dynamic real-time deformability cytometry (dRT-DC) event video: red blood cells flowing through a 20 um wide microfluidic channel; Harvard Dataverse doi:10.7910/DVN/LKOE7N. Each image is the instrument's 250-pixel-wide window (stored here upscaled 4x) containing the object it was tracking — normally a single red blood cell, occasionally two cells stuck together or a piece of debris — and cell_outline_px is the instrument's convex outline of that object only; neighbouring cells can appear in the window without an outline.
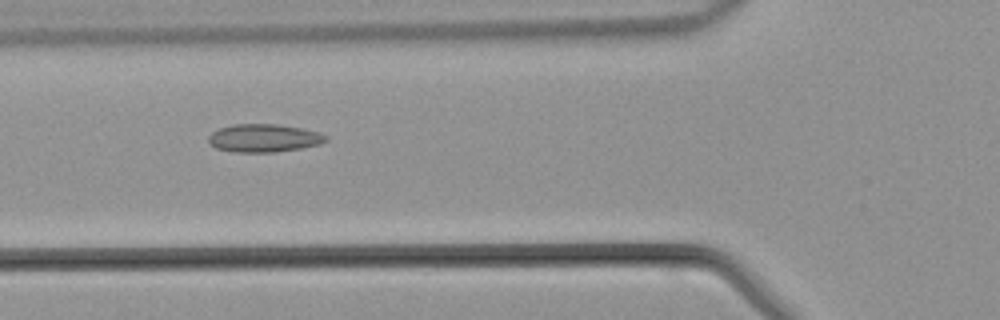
{"species": "common noctule bat (a hibernating species)", "species_latin": "Nyctalus noctula", "temperature_condition": "warm", "stored_images_in_passage": 31, "camera_frame_rate_fps": 3000, "um_per_image_px": 0.085, "animal": {"sex": "male", "body_mass_g": 21.5, "forearm_length_mm": 52.0}, "frame": {"image": 1, "passage_image": 3, "time_ms": 0.667, "image_size_px": [1000, 320], "cell_outline_px": [[328, 140], [320, 144], [300, 148], [276, 152], [236, 152], [216, 148], [208, 140], [208, 136], [212, 132], [220, 128], [232, 124], [276, 124], [300, 128], [320, 132], [328, 136]], "centroid_in_image_um": [22.45, 11.73], "position_along_channel_um": 103.4, "area_um2": 19.13}}
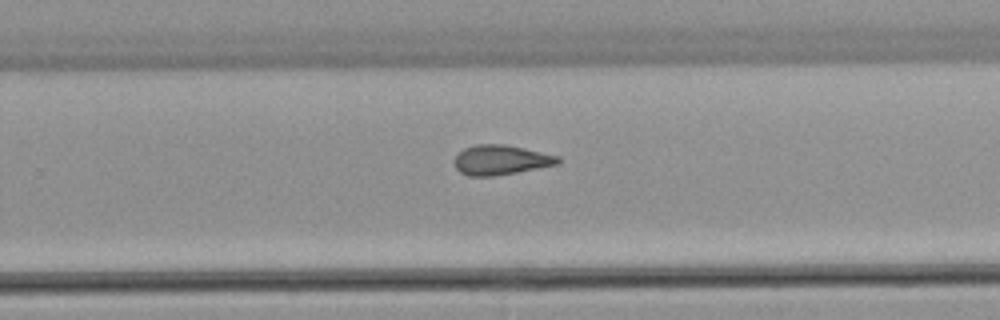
{"frame": {"image": 2, "passage_image": 15, "time_ms": 4.667, "image_size_px": [1000, 320], "cell_outline_px": [[560, 164], [516, 172], [492, 176], [468, 176], [460, 172], [456, 168], [456, 156], [464, 148], [476, 144], [504, 144], [524, 148], [560, 156]], "centroid_in_image_um": [42.6, 13.59], "position_along_channel_um": 287.2, "area_um2": 17.86}}
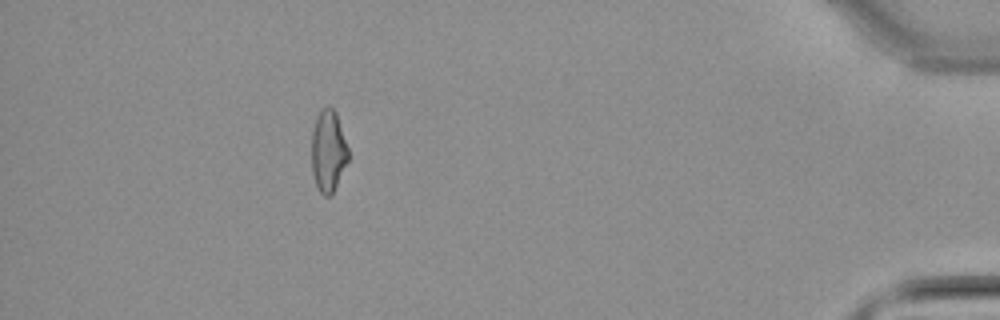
{"frame": {"image": 3, "passage_image": 27, "time_ms": 8.667, "image_size_px": [1000, 320], "cell_outline_px": [[348, 160], [332, 196], [324, 196], [316, 188], [312, 172], [312, 132], [316, 116], [320, 108], [328, 104], [336, 112], [348, 148]], "centroid_in_image_um": [27.89, 12.83], "position_along_channel_um": 407.3, "area_um2": 17.74}}